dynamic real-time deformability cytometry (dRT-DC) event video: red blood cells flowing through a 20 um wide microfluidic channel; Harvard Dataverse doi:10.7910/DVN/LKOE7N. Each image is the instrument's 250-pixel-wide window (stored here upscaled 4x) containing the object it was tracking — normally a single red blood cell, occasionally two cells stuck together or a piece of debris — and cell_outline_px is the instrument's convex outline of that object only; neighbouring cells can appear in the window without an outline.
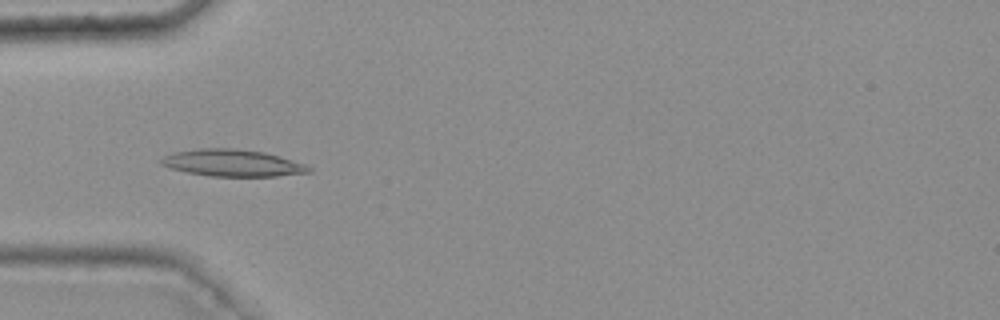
{"species": "common noctule bat (a hibernating species)", "species_latin": "Nyctalus noctula", "temperature_condition": "warm", "stored_images_in_passage": 37, "camera_frame_rate_fps": 3000, "um_per_image_px": 0.085, "animal": {"sex": "female", "body_mass_g": 25.1}, "frame": {"image": 1, "passage_image": 7, "time_ms": 2.0, "image_size_px": [1000, 320], "cell_outline_px": [[312, 172], [276, 176], [212, 176], [188, 172], [168, 168], [160, 164], [160, 160], [164, 156], [176, 152], [200, 148], [232, 148], [264, 152], [280, 156], [304, 164], [312, 168]], "centroid_in_image_um": [19.76, 13.85], "position_along_channel_um": 65.2, "area_um2": 23.0}}
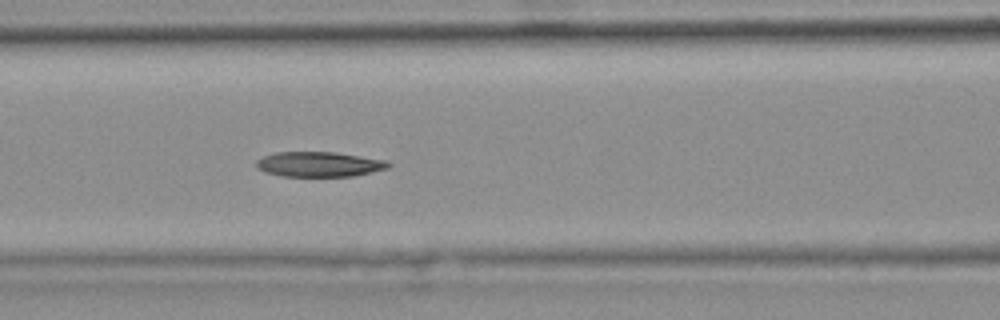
{"frame": {"image": 2, "passage_image": 13, "time_ms": 4.0, "image_size_px": [1000, 320], "cell_outline_px": [[392, 164], [388, 168], [372, 172], [352, 176], [284, 176], [264, 172], [256, 168], [256, 160], [264, 156], [276, 152], [332, 152], [388, 160]], "centroid_in_image_um": [27.13, 13.96], "position_along_channel_um": 139.5, "area_um2": 19.25}}
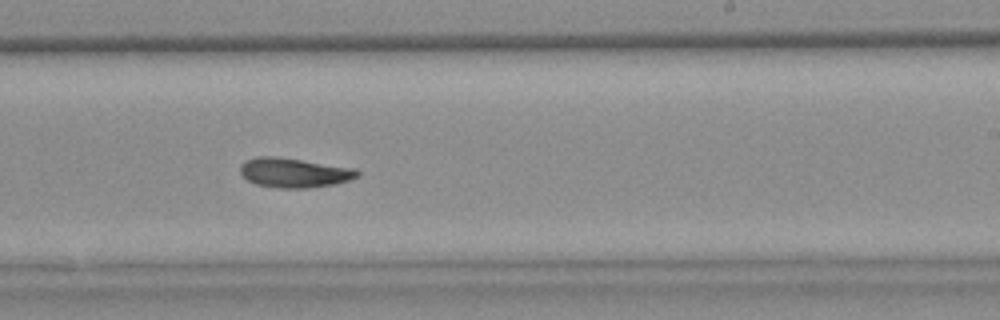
{"frame": {"image": 3, "passage_image": 23, "time_ms": 7.333, "image_size_px": [1000, 320], "cell_outline_px": [[360, 172], [356, 176], [348, 180], [332, 184], [308, 188], [280, 188], [256, 184], [248, 180], [240, 172], [240, 164], [244, 160], [256, 156], [272, 156], [356, 168]], "centroid_in_image_um": [24.95, 14.67], "position_along_channel_um": 264.0, "area_um2": 19.94}, "authors_computed_cell_mechanics": {"area_um2": 19.8254, "velocity_mm_per_s": 3.7472, "shape_relaxation_time_tau1_ms": 7.8087, "shape_relaxation_time_tau2_ms": 7.4095, "deformation_change_tau1": 0.1858, "deformation_change_tau2": 0.1491}}